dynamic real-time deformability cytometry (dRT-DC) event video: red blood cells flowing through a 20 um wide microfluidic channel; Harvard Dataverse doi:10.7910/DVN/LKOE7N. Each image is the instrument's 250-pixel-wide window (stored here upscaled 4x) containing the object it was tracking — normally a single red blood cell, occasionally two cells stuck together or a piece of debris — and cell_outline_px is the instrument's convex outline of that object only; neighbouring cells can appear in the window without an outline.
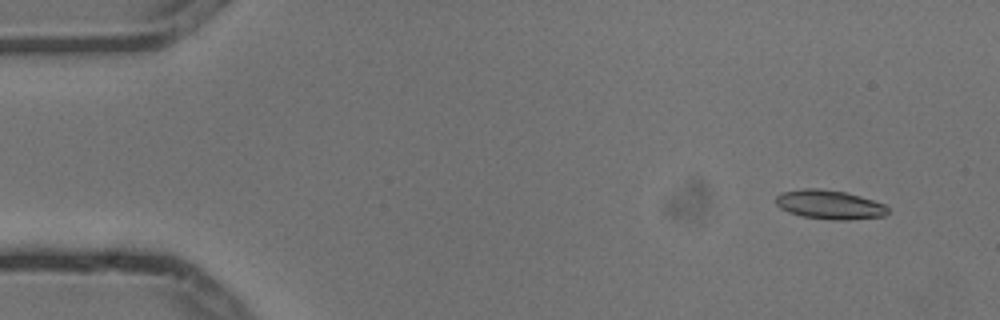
{"species": "common noctule bat (a hibernating species)", "species_latin": "Nyctalus noctula", "temperature_condition": "cold", "stored_images_in_passage": 4, "camera_frame_rate_fps": 3000, "um_per_image_px": 0.085, "animal": {"sex": "male", "body_mass_g": 13.3}, "frame": {"image": 1, "passage_image": 1, "time_ms": 0.0, "image_size_px": [1000, 320], "cell_outline_px": [[888, 212], [884, 216], [848, 220], [832, 220], [800, 216], [788, 212], [780, 208], [776, 204], [776, 196], [780, 192], [804, 188], [816, 188], [844, 192], [860, 196], [884, 204], [888, 208]], "centroid_in_image_um": [70.47, 17.4], "position_along_channel_um": 14.5, "area_um2": 19.02}}
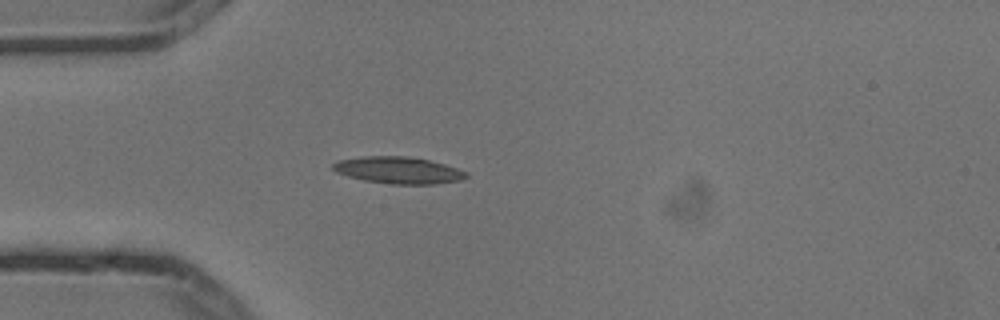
{"frame": {"image": 2, "passage_image": 4, "time_ms": 1.0, "image_size_px": [1000, 320], "cell_outline_px": [[468, 176], [460, 180], [436, 184], [392, 184], [364, 180], [348, 176], [336, 172], [332, 168], [332, 164], [336, 160], [360, 156], [408, 156], [428, 160], [444, 164], [468, 172]], "centroid_in_image_um": [33.83, 14.46], "position_along_channel_um": 51.2, "area_um2": 20.87}}